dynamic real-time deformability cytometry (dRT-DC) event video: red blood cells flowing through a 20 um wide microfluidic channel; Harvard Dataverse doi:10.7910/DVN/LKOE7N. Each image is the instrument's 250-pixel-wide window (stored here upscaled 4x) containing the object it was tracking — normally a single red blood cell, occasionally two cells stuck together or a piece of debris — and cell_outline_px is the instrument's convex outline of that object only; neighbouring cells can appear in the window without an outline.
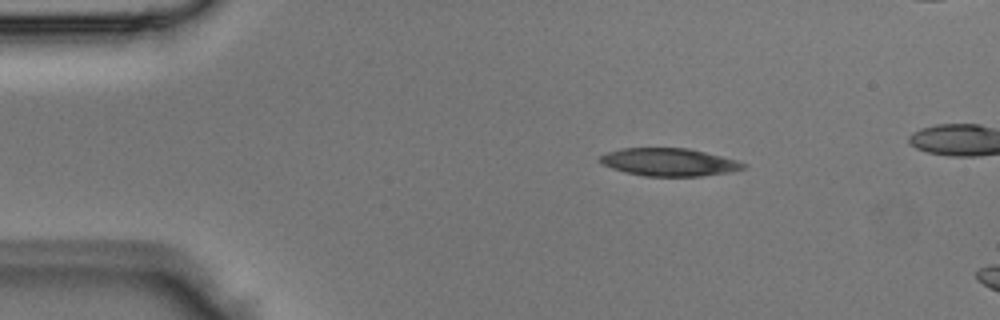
{"species": "Egyptian fruit bat (a non-hibernating species)", "species_latin": "Rousettus aegyptiacus", "temperature_condition": "room temperature", "stored_images_in_passage": 3, "camera_frame_rate_fps": 3000, "um_per_image_px": 0.085, "animal": {"sex": "male"}, "frame": {"image": 1, "passage_image": 1, "time_ms": 0.0, "image_size_px": [1000, 320], "cell_outline_px": [[748, 168], [728, 172], [700, 176], [644, 176], [624, 172], [612, 168], [604, 164], [600, 160], [600, 156], [608, 152], [620, 148], [688, 148], [736, 160], [748, 164]], "centroid_in_image_um": [56.89, 13.78], "position_along_channel_um": 28.1, "area_um2": 23.06}}